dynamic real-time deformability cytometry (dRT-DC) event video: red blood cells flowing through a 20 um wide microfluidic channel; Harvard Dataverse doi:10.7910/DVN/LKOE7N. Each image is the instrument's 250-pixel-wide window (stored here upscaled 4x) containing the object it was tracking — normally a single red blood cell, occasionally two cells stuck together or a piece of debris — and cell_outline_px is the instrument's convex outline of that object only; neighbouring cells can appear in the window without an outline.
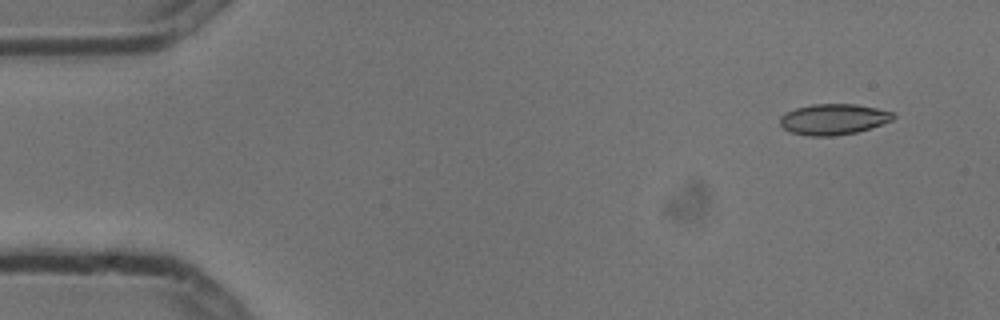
{"species": "common noctule bat (a hibernating species)", "species_latin": "Nyctalus noctula", "temperature_condition": "cold", "stored_images_in_passage": 5, "camera_frame_rate_fps": 3000, "um_per_image_px": 0.085, "animal": {"sex": "male", "body_mass_g": 13.3}, "frame": {"image": 1, "passage_image": 2, "time_ms": 0.333, "image_size_px": [1000, 320], "cell_outline_px": [[896, 116], [892, 120], [856, 132], [832, 136], [808, 136], [792, 132], [784, 128], [780, 124], [780, 116], [784, 112], [796, 108], [812, 104], [856, 104], [876, 108], [892, 112]], "centroid_in_image_um": [70.81, 10.13], "position_along_channel_um": 14.2, "area_um2": 20.17}}
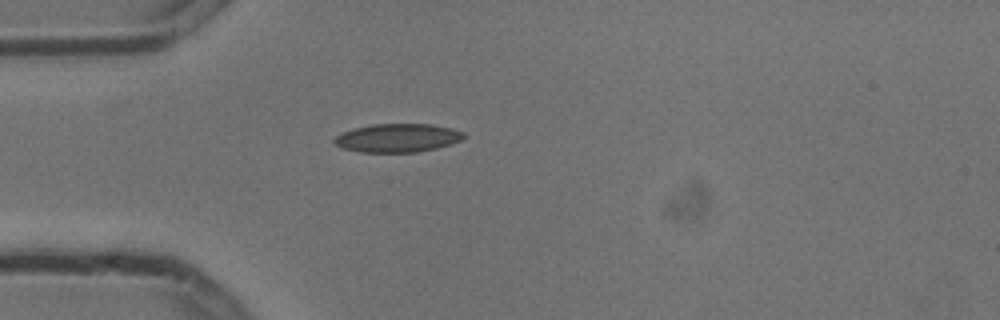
{"frame": {"image": 2, "passage_image": 5, "time_ms": 1.333, "image_size_px": [1000, 320], "cell_outline_px": [[464, 136], [460, 140], [452, 144], [436, 148], [416, 152], [360, 152], [340, 148], [332, 140], [340, 132], [372, 124], [432, 124], [452, 128], [464, 132]], "centroid_in_image_um": [33.77, 11.72], "position_along_channel_um": 51.2, "area_um2": 21.56}}